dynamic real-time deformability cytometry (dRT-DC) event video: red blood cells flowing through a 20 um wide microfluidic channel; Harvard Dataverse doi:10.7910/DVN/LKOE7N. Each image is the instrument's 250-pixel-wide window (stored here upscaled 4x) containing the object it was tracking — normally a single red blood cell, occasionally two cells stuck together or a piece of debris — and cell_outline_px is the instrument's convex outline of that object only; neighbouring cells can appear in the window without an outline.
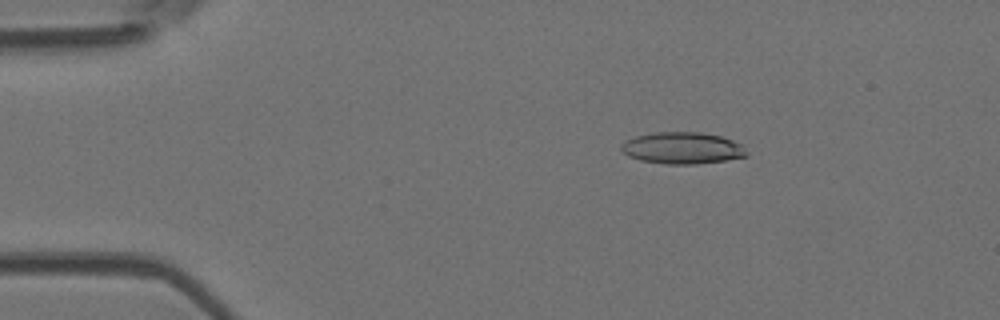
{"species": "Egyptian fruit bat (a non-hibernating species)", "species_latin": "Rousettus aegyptiacus", "temperature_condition": "room temperature", "stored_images_in_passage": 12, "camera_frame_rate_fps": 3000, "um_per_image_px": 0.085, "animal": {"sex": "female"}, "frame": {"image": 1, "passage_image": 2, "time_ms": 0.333, "image_size_px": [1000, 320], "cell_outline_px": [[748, 156], [724, 160], [696, 164], [664, 164], [640, 160], [628, 156], [620, 148], [620, 144], [624, 140], [636, 136], [656, 132], [700, 132], [720, 136], [744, 144], [748, 152]], "centroid_in_image_um": [58.01, 12.58], "position_along_channel_um": 27.0, "area_um2": 23.35}}
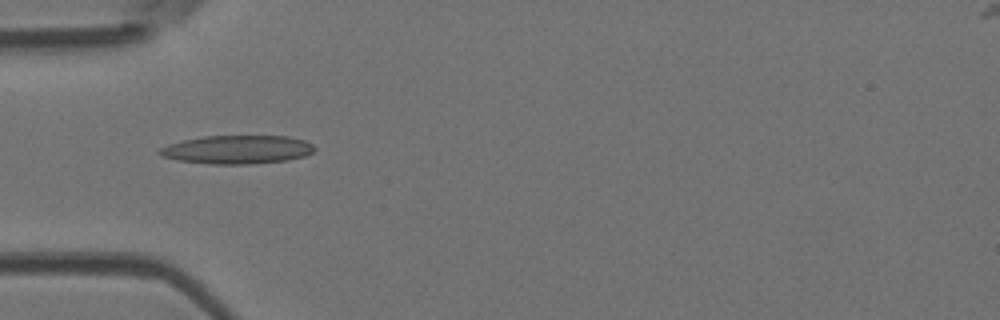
{"frame": {"image": 2, "passage_image": 10, "time_ms": 3.0, "image_size_px": [1000, 320], "cell_outline_px": [[316, 148], [312, 152], [304, 156], [284, 160], [252, 164], [212, 164], [176, 160], [160, 156], [156, 152], [160, 148], [168, 144], [184, 140], [204, 136], [288, 136], [304, 140], [312, 144]], "centroid_in_image_um": [20.13, 12.71], "position_along_channel_um": 64.9, "area_um2": 25.72}}